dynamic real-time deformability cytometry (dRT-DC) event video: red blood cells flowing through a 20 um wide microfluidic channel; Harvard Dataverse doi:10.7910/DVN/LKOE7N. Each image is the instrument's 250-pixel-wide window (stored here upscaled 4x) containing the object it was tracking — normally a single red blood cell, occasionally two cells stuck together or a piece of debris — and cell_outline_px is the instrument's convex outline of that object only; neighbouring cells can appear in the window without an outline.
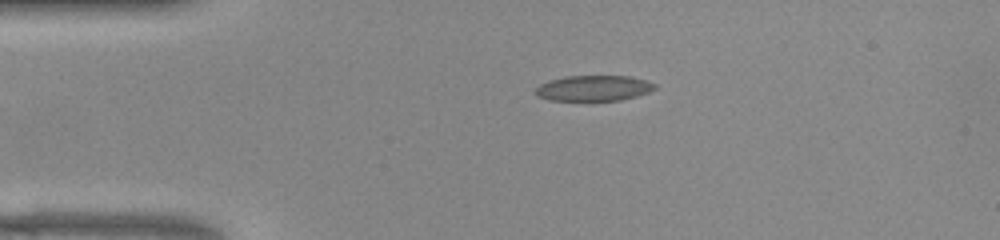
{"species": "common noctule bat (a hibernating species)", "species_latin": "Nyctalus noctula", "temperature_condition": "warm", "stored_images_in_passage": 42, "camera_frame_rate_fps": 3000, "um_per_image_px": 0.085, "animal": {"sex": "female", "body_mass_g": 22.0, "forearm_length_mm": 56.7}, "frame": {"image": 1, "passage_image": 1, "time_ms": 0.0, "image_size_px": [1000, 240], "cell_outline_px": [[656, 88], [648, 92], [636, 96], [620, 100], [548, 100], [536, 96], [532, 92], [540, 84], [548, 80], [564, 76], [632, 76], [648, 80], [656, 84]], "centroid_in_image_um": [50.43, 7.48], "position_along_channel_um": 34.6, "area_um2": 17.98}}
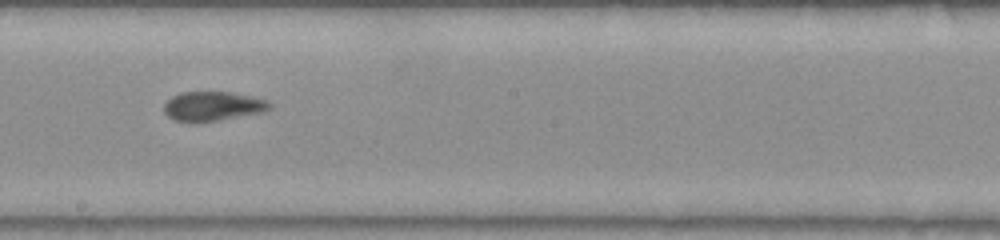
{"frame": {"image": 2, "passage_image": 19, "time_ms": 6.0, "image_size_px": [1000, 240], "cell_outline_px": [[272, 108], [264, 112], [192, 124], [176, 120], [168, 116], [164, 112], [164, 104], [172, 96], [180, 92], [232, 92], [252, 96], [268, 100], [272, 104]], "centroid_in_image_um": [18.09, 9.03], "position_along_channel_um": 230.1, "area_um2": 18.32}}
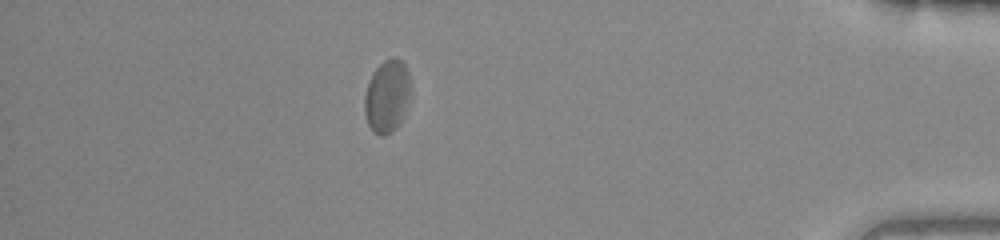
{"frame": {"image": 3, "passage_image": 36, "time_ms": 11.667, "image_size_px": [1000, 240], "cell_outline_px": [[412, 96], [404, 116], [400, 124], [392, 132], [384, 136], [380, 136], [372, 132], [368, 124], [364, 112], [364, 96], [372, 72], [384, 60], [400, 60], [404, 64], [408, 72], [412, 84]], "centroid_in_image_um": [32.94, 8.24], "position_along_channel_um": 402.3, "area_um2": 20.0}, "authors_computed_cell_mechanics": {"area_um2": 18.8717, "velocity_mm_per_s": 3.8619, "shape_relaxation_time_tau1_ms": null, "shape_relaxation_time_tau2_ms": 1.114, "deformation_change_tau1": null, "deformation_change_tau2": 0.0589}}